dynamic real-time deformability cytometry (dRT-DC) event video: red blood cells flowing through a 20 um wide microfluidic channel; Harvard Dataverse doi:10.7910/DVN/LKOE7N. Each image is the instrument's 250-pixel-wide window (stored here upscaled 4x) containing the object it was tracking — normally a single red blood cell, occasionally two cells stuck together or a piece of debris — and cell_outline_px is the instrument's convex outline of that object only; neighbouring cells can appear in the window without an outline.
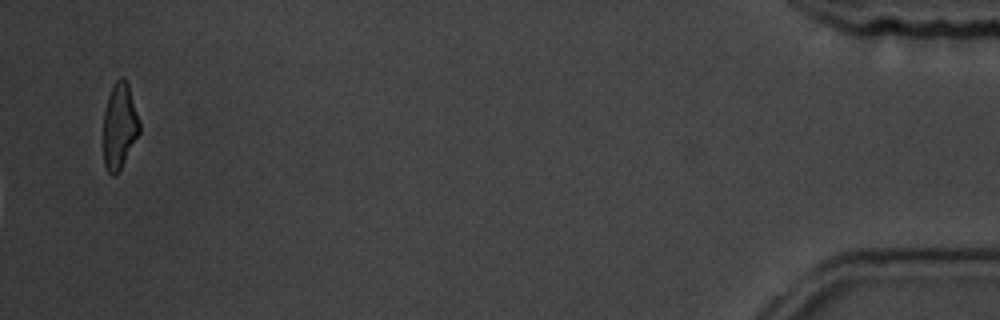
{"species": "common noctule bat (a hibernating species)", "species_latin": "Nyctalus noctula", "temperature_condition": "room temperature", "stored_images_in_passage": 16, "camera_frame_rate_fps": 3000, "um_per_image_px": 0.085, "animal": {"sex": "male", "body_mass_g": 19.5, "forearm_length_mm": 54.6}, "frame": {"image": 1, "passage_image": 16, "time_ms": 19.0, "image_size_px": [1000, 320], "cell_outline_px": [[140, 132], [116, 176], [112, 176], [104, 168], [104, 108], [108, 96], [116, 80], [120, 76], [124, 76], [128, 84], [140, 124]], "centroid_in_image_um": [10.14, 10.72], "position_along_channel_um": 425.1, "area_um2": 17.92}, "authors_computed_cell_mechanics": {"area_um2": 19.9988, "velocity_mm_per_s": 3.6065, "shape_relaxation_time_tau1_ms": 2.0828, "shape_relaxation_time_tau2_ms": 1.2402, "deformation_change_tau1": 0.0852, "deformation_change_tau2": 0.0559}}